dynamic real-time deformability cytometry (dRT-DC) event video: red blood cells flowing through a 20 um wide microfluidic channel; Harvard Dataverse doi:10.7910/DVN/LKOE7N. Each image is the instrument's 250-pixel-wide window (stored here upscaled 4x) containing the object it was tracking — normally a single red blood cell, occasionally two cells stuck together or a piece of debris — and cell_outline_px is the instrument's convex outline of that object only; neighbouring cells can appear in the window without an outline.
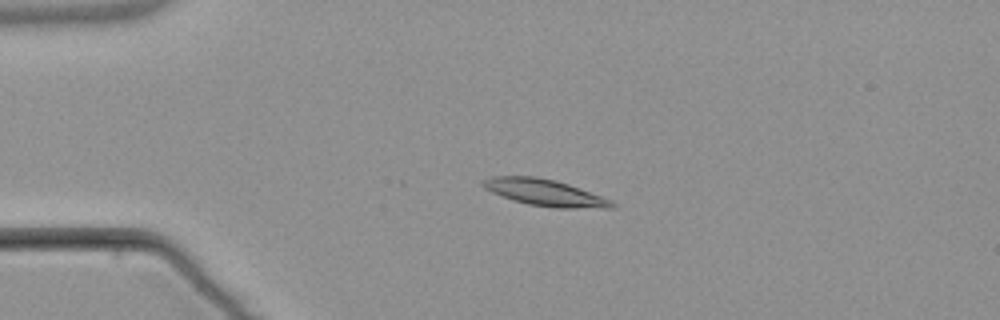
{"species": "common noctule bat (a hibernating species)", "species_latin": "Nyctalus noctula", "temperature_condition": "warm", "stored_images_in_passage": 4, "camera_frame_rate_fps": 3000, "um_per_image_px": 0.085, "animal": {"sex": "male", "body_mass_g": 21.5, "forearm_length_mm": 52.0}, "frame": {"image": 1, "passage_image": 3, "time_ms": 3.333, "image_size_px": [1000, 320], "cell_outline_px": [[616, 208], [556, 208], [528, 204], [512, 200], [492, 192], [484, 188], [480, 184], [484, 180], [492, 176], [536, 176], [556, 180], [604, 196], [612, 200], [616, 204]], "centroid_in_image_um": [46.36, 16.37], "position_along_channel_um": 38.6, "area_um2": 20.17}}